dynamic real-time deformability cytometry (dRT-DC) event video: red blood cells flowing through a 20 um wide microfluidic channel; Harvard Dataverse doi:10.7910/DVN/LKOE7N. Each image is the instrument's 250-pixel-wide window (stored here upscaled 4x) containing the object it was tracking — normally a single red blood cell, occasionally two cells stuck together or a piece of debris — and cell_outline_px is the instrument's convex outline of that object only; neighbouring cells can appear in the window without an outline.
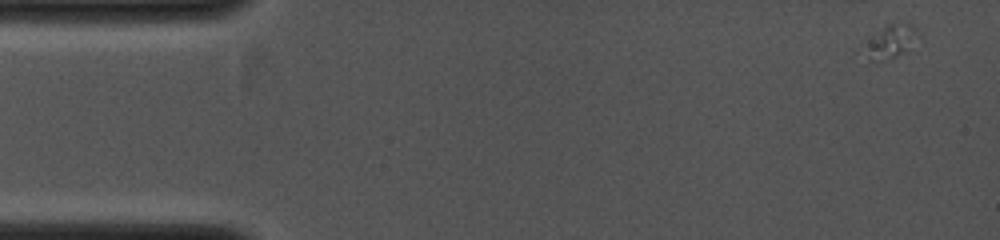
{"species": "common noctule bat (a hibernating species)", "species_latin": "Nyctalus noctula", "temperature_condition": "cold", "stored_images_in_passage": 2, "camera_frame_rate_fps": 4000, "um_per_image_px": 0.085, "animal": {"sex": "female", "body_mass_g": 19.0, "forearm_length_mm": 53.3}, "frame": {"image": 1, "passage_image": 1, "time_ms": 0.0, "image_size_px": [1000, 240], "cell_outline_px": [[920, 32], [908, 52], [888, 60], [868, 60], [860, 52], [868, 40], [888, 24], [912, 24]], "centroid_in_image_um": [75.69, 3.58], "position_along_channel_um": 9.3, "area_um2": 10.58}}